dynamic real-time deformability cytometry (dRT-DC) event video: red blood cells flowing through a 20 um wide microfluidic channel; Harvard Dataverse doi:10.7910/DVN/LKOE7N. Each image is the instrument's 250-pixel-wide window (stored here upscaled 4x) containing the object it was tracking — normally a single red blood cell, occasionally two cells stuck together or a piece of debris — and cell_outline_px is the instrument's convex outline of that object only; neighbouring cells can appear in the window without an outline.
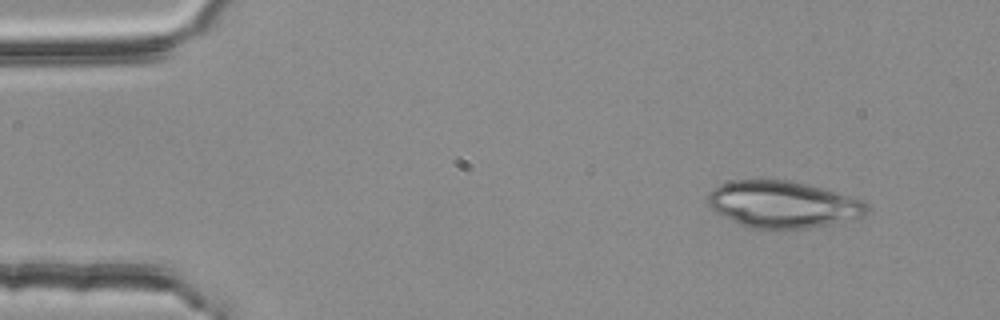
{"species": "common noctule bat (a hibernating species)", "species_latin": "Nyctalus noctula", "temperature_condition": "room temperature", "stored_images_in_passage": 4, "camera_frame_rate_fps": 3000, "um_per_image_px": 0.085, "animal": {"sex": "female", "body_mass_g": 25.1}, "frame": {"image": 1, "passage_image": 1, "time_ms": 0.0, "image_size_px": [1000, 320], "cell_outline_px": [[868, 212], [864, 216], [828, 224], [808, 228], [748, 228], [708, 208], [708, 196], [712, 188], [720, 184], [732, 180], [788, 180], [820, 188], [860, 200], [868, 204]], "centroid_in_image_um": [66.48, 17.37], "position_along_channel_um": 18.5, "area_um2": 42.71}}